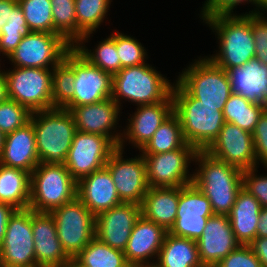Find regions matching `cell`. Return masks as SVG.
Listing matches in <instances>:
<instances>
[{"label": "cell", "instance_id": "15", "mask_svg": "<svg viewBox=\"0 0 267 267\" xmlns=\"http://www.w3.org/2000/svg\"><path fill=\"white\" fill-rule=\"evenodd\" d=\"M124 150L119 147L111 154L105 167L109 170L119 199L124 203L141 205L149 185L146 163L143 155L124 158Z\"/></svg>", "mask_w": 267, "mask_h": 267}, {"label": "cell", "instance_id": "24", "mask_svg": "<svg viewBox=\"0 0 267 267\" xmlns=\"http://www.w3.org/2000/svg\"><path fill=\"white\" fill-rule=\"evenodd\" d=\"M77 197L95 217L122 203L106 167L94 171L77 182Z\"/></svg>", "mask_w": 267, "mask_h": 267}, {"label": "cell", "instance_id": "29", "mask_svg": "<svg viewBox=\"0 0 267 267\" xmlns=\"http://www.w3.org/2000/svg\"><path fill=\"white\" fill-rule=\"evenodd\" d=\"M153 267H204L195 240L167 233Z\"/></svg>", "mask_w": 267, "mask_h": 267}, {"label": "cell", "instance_id": "11", "mask_svg": "<svg viewBox=\"0 0 267 267\" xmlns=\"http://www.w3.org/2000/svg\"><path fill=\"white\" fill-rule=\"evenodd\" d=\"M198 150L186 143L182 148L161 154L143 155L149 187H183L193 183L194 163Z\"/></svg>", "mask_w": 267, "mask_h": 267}, {"label": "cell", "instance_id": "6", "mask_svg": "<svg viewBox=\"0 0 267 267\" xmlns=\"http://www.w3.org/2000/svg\"><path fill=\"white\" fill-rule=\"evenodd\" d=\"M77 197V181L64 164L39 163L30 174L29 207L51 212Z\"/></svg>", "mask_w": 267, "mask_h": 267}, {"label": "cell", "instance_id": "50", "mask_svg": "<svg viewBox=\"0 0 267 267\" xmlns=\"http://www.w3.org/2000/svg\"><path fill=\"white\" fill-rule=\"evenodd\" d=\"M256 229V237H267V207L261 209Z\"/></svg>", "mask_w": 267, "mask_h": 267}, {"label": "cell", "instance_id": "21", "mask_svg": "<svg viewBox=\"0 0 267 267\" xmlns=\"http://www.w3.org/2000/svg\"><path fill=\"white\" fill-rule=\"evenodd\" d=\"M198 254L204 267H214L240 244L236 241L228 215H212L196 240Z\"/></svg>", "mask_w": 267, "mask_h": 267}, {"label": "cell", "instance_id": "54", "mask_svg": "<svg viewBox=\"0 0 267 267\" xmlns=\"http://www.w3.org/2000/svg\"><path fill=\"white\" fill-rule=\"evenodd\" d=\"M4 139H5V135L0 130V155L2 153V149H3V145H4Z\"/></svg>", "mask_w": 267, "mask_h": 267}, {"label": "cell", "instance_id": "2", "mask_svg": "<svg viewBox=\"0 0 267 267\" xmlns=\"http://www.w3.org/2000/svg\"><path fill=\"white\" fill-rule=\"evenodd\" d=\"M194 164L193 184L208 198L214 214L228 215L243 187V170L205 150H198Z\"/></svg>", "mask_w": 267, "mask_h": 267}, {"label": "cell", "instance_id": "49", "mask_svg": "<svg viewBox=\"0 0 267 267\" xmlns=\"http://www.w3.org/2000/svg\"><path fill=\"white\" fill-rule=\"evenodd\" d=\"M18 5L17 0H0V34L2 27L7 24L11 11Z\"/></svg>", "mask_w": 267, "mask_h": 267}, {"label": "cell", "instance_id": "27", "mask_svg": "<svg viewBox=\"0 0 267 267\" xmlns=\"http://www.w3.org/2000/svg\"><path fill=\"white\" fill-rule=\"evenodd\" d=\"M261 209L259 201L242 187L228 214L234 236L240 245H249L256 238Z\"/></svg>", "mask_w": 267, "mask_h": 267}, {"label": "cell", "instance_id": "42", "mask_svg": "<svg viewBox=\"0 0 267 267\" xmlns=\"http://www.w3.org/2000/svg\"><path fill=\"white\" fill-rule=\"evenodd\" d=\"M259 167L243 170V188L253 195L262 208L267 207V174L257 175ZM265 170L267 167H264Z\"/></svg>", "mask_w": 267, "mask_h": 267}, {"label": "cell", "instance_id": "9", "mask_svg": "<svg viewBox=\"0 0 267 267\" xmlns=\"http://www.w3.org/2000/svg\"><path fill=\"white\" fill-rule=\"evenodd\" d=\"M49 213L54 218L62 248L70 258L95 238V216L78 197Z\"/></svg>", "mask_w": 267, "mask_h": 267}, {"label": "cell", "instance_id": "39", "mask_svg": "<svg viewBox=\"0 0 267 267\" xmlns=\"http://www.w3.org/2000/svg\"><path fill=\"white\" fill-rule=\"evenodd\" d=\"M74 70L63 60L52 69L53 108H63L74 96Z\"/></svg>", "mask_w": 267, "mask_h": 267}, {"label": "cell", "instance_id": "4", "mask_svg": "<svg viewBox=\"0 0 267 267\" xmlns=\"http://www.w3.org/2000/svg\"><path fill=\"white\" fill-rule=\"evenodd\" d=\"M155 68L146 62L121 68L113 75L111 98L121 109L123 100L139 106L162 102L172 95L174 81L170 82Z\"/></svg>", "mask_w": 267, "mask_h": 267}, {"label": "cell", "instance_id": "32", "mask_svg": "<svg viewBox=\"0 0 267 267\" xmlns=\"http://www.w3.org/2000/svg\"><path fill=\"white\" fill-rule=\"evenodd\" d=\"M186 144L178 117L172 113L139 151L142 155L161 154L182 148Z\"/></svg>", "mask_w": 267, "mask_h": 267}, {"label": "cell", "instance_id": "35", "mask_svg": "<svg viewBox=\"0 0 267 267\" xmlns=\"http://www.w3.org/2000/svg\"><path fill=\"white\" fill-rule=\"evenodd\" d=\"M106 39L99 41L94 49H89L85 44H75L73 47L89 63L99 67L112 75L117 73L121 67V60L116 49V31Z\"/></svg>", "mask_w": 267, "mask_h": 267}, {"label": "cell", "instance_id": "46", "mask_svg": "<svg viewBox=\"0 0 267 267\" xmlns=\"http://www.w3.org/2000/svg\"><path fill=\"white\" fill-rule=\"evenodd\" d=\"M254 141L255 155L257 158V166L260 163L267 167V111L261 114L255 129L252 133ZM260 162V163H259Z\"/></svg>", "mask_w": 267, "mask_h": 267}, {"label": "cell", "instance_id": "34", "mask_svg": "<svg viewBox=\"0 0 267 267\" xmlns=\"http://www.w3.org/2000/svg\"><path fill=\"white\" fill-rule=\"evenodd\" d=\"M264 110L263 105L251 103L240 95L231 94L224 106L223 116L225 122L233 123L252 134Z\"/></svg>", "mask_w": 267, "mask_h": 267}, {"label": "cell", "instance_id": "1", "mask_svg": "<svg viewBox=\"0 0 267 267\" xmlns=\"http://www.w3.org/2000/svg\"><path fill=\"white\" fill-rule=\"evenodd\" d=\"M199 17L217 37L218 50L207 56L217 66L228 70L255 58L252 13Z\"/></svg>", "mask_w": 267, "mask_h": 267}, {"label": "cell", "instance_id": "44", "mask_svg": "<svg viewBox=\"0 0 267 267\" xmlns=\"http://www.w3.org/2000/svg\"><path fill=\"white\" fill-rule=\"evenodd\" d=\"M255 58L267 65V17L252 13Z\"/></svg>", "mask_w": 267, "mask_h": 267}, {"label": "cell", "instance_id": "48", "mask_svg": "<svg viewBox=\"0 0 267 267\" xmlns=\"http://www.w3.org/2000/svg\"><path fill=\"white\" fill-rule=\"evenodd\" d=\"M15 210L16 209L10 204L0 202V247L5 237L9 217Z\"/></svg>", "mask_w": 267, "mask_h": 267}, {"label": "cell", "instance_id": "38", "mask_svg": "<svg viewBox=\"0 0 267 267\" xmlns=\"http://www.w3.org/2000/svg\"><path fill=\"white\" fill-rule=\"evenodd\" d=\"M31 31L54 33L50 0H17Z\"/></svg>", "mask_w": 267, "mask_h": 267}, {"label": "cell", "instance_id": "31", "mask_svg": "<svg viewBox=\"0 0 267 267\" xmlns=\"http://www.w3.org/2000/svg\"><path fill=\"white\" fill-rule=\"evenodd\" d=\"M112 0H75L77 43H88L91 34L103 25Z\"/></svg>", "mask_w": 267, "mask_h": 267}, {"label": "cell", "instance_id": "3", "mask_svg": "<svg viewBox=\"0 0 267 267\" xmlns=\"http://www.w3.org/2000/svg\"><path fill=\"white\" fill-rule=\"evenodd\" d=\"M173 113L178 117L186 143L206 150L218 137L225 120L220 106L201 104L177 80L172 89Z\"/></svg>", "mask_w": 267, "mask_h": 267}, {"label": "cell", "instance_id": "22", "mask_svg": "<svg viewBox=\"0 0 267 267\" xmlns=\"http://www.w3.org/2000/svg\"><path fill=\"white\" fill-rule=\"evenodd\" d=\"M167 233L164 227L141 215L135 222L124 250L127 262L131 266L153 267Z\"/></svg>", "mask_w": 267, "mask_h": 267}, {"label": "cell", "instance_id": "19", "mask_svg": "<svg viewBox=\"0 0 267 267\" xmlns=\"http://www.w3.org/2000/svg\"><path fill=\"white\" fill-rule=\"evenodd\" d=\"M172 113V95L162 102L137 106L136 111L127 118L126 124L128 125L123 127L118 147L124 150L128 142V144H132L133 148H138L140 151Z\"/></svg>", "mask_w": 267, "mask_h": 267}, {"label": "cell", "instance_id": "25", "mask_svg": "<svg viewBox=\"0 0 267 267\" xmlns=\"http://www.w3.org/2000/svg\"><path fill=\"white\" fill-rule=\"evenodd\" d=\"M39 163L36 136L31 121L5 135L0 164L31 174Z\"/></svg>", "mask_w": 267, "mask_h": 267}, {"label": "cell", "instance_id": "47", "mask_svg": "<svg viewBox=\"0 0 267 267\" xmlns=\"http://www.w3.org/2000/svg\"><path fill=\"white\" fill-rule=\"evenodd\" d=\"M249 246L263 267H267V237H256Z\"/></svg>", "mask_w": 267, "mask_h": 267}, {"label": "cell", "instance_id": "52", "mask_svg": "<svg viewBox=\"0 0 267 267\" xmlns=\"http://www.w3.org/2000/svg\"><path fill=\"white\" fill-rule=\"evenodd\" d=\"M266 11V12H265ZM255 13L261 16H267V0H258L256 7L245 14Z\"/></svg>", "mask_w": 267, "mask_h": 267}, {"label": "cell", "instance_id": "5", "mask_svg": "<svg viewBox=\"0 0 267 267\" xmlns=\"http://www.w3.org/2000/svg\"><path fill=\"white\" fill-rule=\"evenodd\" d=\"M40 163L65 164L77 131L72 114L64 108L33 112L30 117Z\"/></svg>", "mask_w": 267, "mask_h": 267}, {"label": "cell", "instance_id": "13", "mask_svg": "<svg viewBox=\"0 0 267 267\" xmlns=\"http://www.w3.org/2000/svg\"><path fill=\"white\" fill-rule=\"evenodd\" d=\"M0 267H38L30 208L16 209L9 217L0 247Z\"/></svg>", "mask_w": 267, "mask_h": 267}, {"label": "cell", "instance_id": "10", "mask_svg": "<svg viewBox=\"0 0 267 267\" xmlns=\"http://www.w3.org/2000/svg\"><path fill=\"white\" fill-rule=\"evenodd\" d=\"M73 46L60 34L31 31L7 60L15 67L53 69Z\"/></svg>", "mask_w": 267, "mask_h": 267}, {"label": "cell", "instance_id": "33", "mask_svg": "<svg viewBox=\"0 0 267 267\" xmlns=\"http://www.w3.org/2000/svg\"><path fill=\"white\" fill-rule=\"evenodd\" d=\"M74 259L84 267H131L124 251L114 249L96 237Z\"/></svg>", "mask_w": 267, "mask_h": 267}, {"label": "cell", "instance_id": "17", "mask_svg": "<svg viewBox=\"0 0 267 267\" xmlns=\"http://www.w3.org/2000/svg\"><path fill=\"white\" fill-rule=\"evenodd\" d=\"M63 108L72 114L78 131L108 137L117 147L119 146L122 130L116 129L122 128L118 123L122 111L112 98L94 104Z\"/></svg>", "mask_w": 267, "mask_h": 267}, {"label": "cell", "instance_id": "23", "mask_svg": "<svg viewBox=\"0 0 267 267\" xmlns=\"http://www.w3.org/2000/svg\"><path fill=\"white\" fill-rule=\"evenodd\" d=\"M36 265L38 267H63L71 258L57 237L56 224L48 212L31 209Z\"/></svg>", "mask_w": 267, "mask_h": 267}, {"label": "cell", "instance_id": "36", "mask_svg": "<svg viewBox=\"0 0 267 267\" xmlns=\"http://www.w3.org/2000/svg\"><path fill=\"white\" fill-rule=\"evenodd\" d=\"M54 34L63 36L72 46L77 43L75 0H50Z\"/></svg>", "mask_w": 267, "mask_h": 267}, {"label": "cell", "instance_id": "14", "mask_svg": "<svg viewBox=\"0 0 267 267\" xmlns=\"http://www.w3.org/2000/svg\"><path fill=\"white\" fill-rule=\"evenodd\" d=\"M117 148L108 137L77 130L64 165L78 182L81 178L105 167Z\"/></svg>", "mask_w": 267, "mask_h": 267}, {"label": "cell", "instance_id": "43", "mask_svg": "<svg viewBox=\"0 0 267 267\" xmlns=\"http://www.w3.org/2000/svg\"><path fill=\"white\" fill-rule=\"evenodd\" d=\"M214 267H263L249 245H239Z\"/></svg>", "mask_w": 267, "mask_h": 267}, {"label": "cell", "instance_id": "41", "mask_svg": "<svg viewBox=\"0 0 267 267\" xmlns=\"http://www.w3.org/2000/svg\"><path fill=\"white\" fill-rule=\"evenodd\" d=\"M31 112L17 103L15 100L7 98L0 102V130L6 135L18 128L23 127L30 121Z\"/></svg>", "mask_w": 267, "mask_h": 267}, {"label": "cell", "instance_id": "26", "mask_svg": "<svg viewBox=\"0 0 267 267\" xmlns=\"http://www.w3.org/2000/svg\"><path fill=\"white\" fill-rule=\"evenodd\" d=\"M231 93L246 98L249 102L267 104V65L253 58L243 65L225 70Z\"/></svg>", "mask_w": 267, "mask_h": 267}, {"label": "cell", "instance_id": "28", "mask_svg": "<svg viewBox=\"0 0 267 267\" xmlns=\"http://www.w3.org/2000/svg\"><path fill=\"white\" fill-rule=\"evenodd\" d=\"M179 202V187H149L141 203V215L164 227L174 225Z\"/></svg>", "mask_w": 267, "mask_h": 267}, {"label": "cell", "instance_id": "12", "mask_svg": "<svg viewBox=\"0 0 267 267\" xmlns=\"http://www.w3.org/2000/svg\"><path fill=\"white\" fill-rule=\"evenodd\" d=\"M64 61L74 70V96L64 107L94 104L111 98L113 75L89 63L73 47Z\"/></svg>", "mask_w": 267, "mask_h": 267}, {"label": "cell", "instance_id": "55", "mask_svg": "<svg viewBox=\"0 0 267 267\" xmlns=\"http://www.w3.org/2000/svg\"><path fill=\"white\" fill-rule=\"evenodd\" d=\"M131 267H152V266H131Z\"/></svg>", "mask_w": 267, "mask_h": 267}, {"label": "cell", "instance_id": "18", "mask_svg": "<svg viewBox=\"0 0 267 267\" xmlns=\"http://www.w3.org/2000/svg\"><path fill=\"white\" fill-rule=\"evenodd\" d=\"M205 151L242 170L258 167L252 134L230 122L224 123L218 137Z\"/></svg>", "mask_w": 267, "mask_h": 267}, {"label": "cell", "instance_id": "37", "mask_svg": "<svg viewBox=\"0 0 267 267\" xmlns=\"http://www.w3.org/2000/svg\"><path fill=\"white\" fill-rule=\"evenodd\" d=\"M31 32L29 29L23 11L19 4L11 11L10 18L7 20L1 29L0 34V55L6 56L9 55L16 49L24 36L28 35Z\"/></svg>", "mask_w": 267, "mask_h": 267}, {"label": "cell", "instance_id": "40", "mask_svg": "<svg viewBox=\"0 0 267 267\" xmlns=\"http://www.w3.org/2000/svg\"><path fill=\"white\" fill-rule=\"evenodd\" d=\"M116 49L122 68L144 64L149 58L146 48L135 37L118 31H116Z\"/></svg>", "mask_w": 267, "mask_h": 267}, {"label": "cell", "instance_id": "8", "mask_svg": "<svg viewBox=\"0 0 267 267\" xmlns=\"http://www.w3.org/2000/svg\"><path fill=\"white\" fill-rule=\"evenodd\" d=\"M4 70L8 98L25 106L31 113L53 108L52 69L15 67Z\"/></svg>", "mask_w": 267, "mask_h": 267}, {"label": "cell", "instance_id": "51", "mask_svg": "<svg viewBox=\"0 0 267 267\" xmlns=\"http://www.w3.org/2000/svg\"><path fill=\"white\" fill-rule=\"evenodd\" d=\"M8 98L7 79L4 69H0V102L5 101Z\"/></svg>", "mask_w": 267, "mask_h": 267}, {"label": "cell", "instance_id": "20", "mask_svg": "<svg viewBox=\"0 0 267 267\" xmlns=\"http://www.w3.org/2000/svg\"><path fill=\"white\" fill-rule=\"evenodd\" d=\"M140 216L141 205L122 202L95 217V237L114 249L124 251Z\"/></svg>", "mask_w": 267, "mask_h": 267}, {"label": "cell", "instance_id": "45", "mask_svg": "<svg viewBox=\"0 0 267 267\" xmlns=\"http://www.w3.org/2000/svg\"><path fill=\"white\" fill-rule=\"evenodd\" d=\"M247 2V3H246ZM258 0H206L200 10V16L233 15V10L240 4L256 6Z\"/></svg>", "mask_w": 267, "mask_h": 267}, {"label": "cell", "instance_id": "7", "mask_svg": "<svg viewBox=\"0 0 267 267\" xmlns=\"http://www.w3.org/2000/svg\"><path fill=\"white\" fill-rule=\"evenodd\" d=\"M179 72L176 80L201 104L224 109L231 93L227 73L206 55Z\"/></svg>", "mask_w": 267, "mask_h": 267}, {"label": "cell", "instance_id": "30", "mask_svg": "<svg viewBox=\"0 0 267 267\" xmlns=\"http://www.w3.org/2000/svg\"><path fill=\"white\" fill-rule=\"evenodd\" d=\"M29 200L30 173L0 164V202L27 209Z\"/></svg>", "mask_w": 267, "mask_h": 267}, {"label": "cell", "instance_id": "16", "mask_svg": "<svg viewBox=\"0 0 267 267\" xmlns=\"http://www.w3.org/2000/svg\"><path fill=\"white\" fill-rule=\"evenodd\" d=\"M212 215L214 212L210 201L195 184L179 187L176 220L168 233L196 241L202 236Z\"/></svg>", "mask_w": 267, "mask_h": 267}, {"label": "cell", "instance_id": "53", "mask_svg": "<svg viewBox=\"0 0 267 267\" xmlns=\"http://www.w3.org/2000/svg\"><path fill=\"white\" fill-rule=\"evenodd\" d=\"M63 267H84L78 263L74 258H71Z\"/></svg>", "mask_w": 267, "mask_h": 267}]
</instances>
